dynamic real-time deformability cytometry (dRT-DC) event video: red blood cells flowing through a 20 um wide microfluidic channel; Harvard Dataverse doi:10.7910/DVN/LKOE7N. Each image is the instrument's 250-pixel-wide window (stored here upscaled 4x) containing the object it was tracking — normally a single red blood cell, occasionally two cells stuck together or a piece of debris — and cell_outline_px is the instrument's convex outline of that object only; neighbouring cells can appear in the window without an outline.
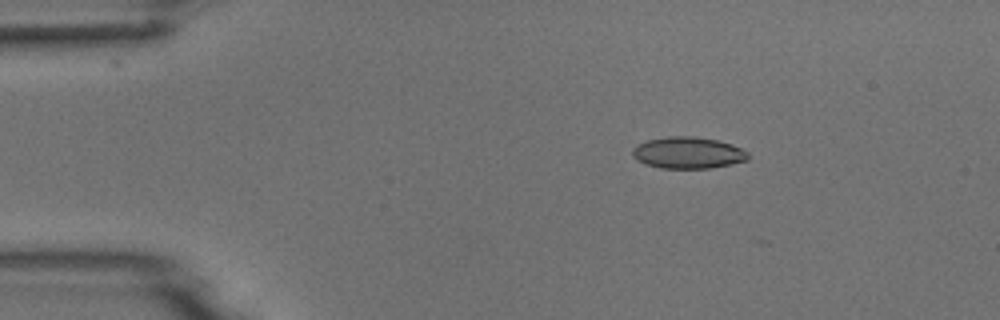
{"species": "common noctule bat (a hibernating species)", "species_latin": "Nyctalus noctula", "temperature_condition": "room temperature", "stored_images_in_passage": 5, "camera_frame_rate_fps": 3000, "um_per_image_px": 0.085, "animal": {"sex": "male", "body_mass_g": 18.8}, "frame": {"image": 1, "passage_image": 3, "time_ms": 2.333, "image_size_px": [1000, 320], "cell_outline_px": [[748, 160], [732, 164], [708, 168], [660, 168], [644, 164], [636, 160], [632, 156], [632, 148], [636, 144], [648, 140], [668, 136], [692, 136], [720, 140], [732, 144], [748, 152]], "centroid_in_image_um": [58.45, 12.98], "position_along_channel_um": 26.5, "area_um2": 21.5}}
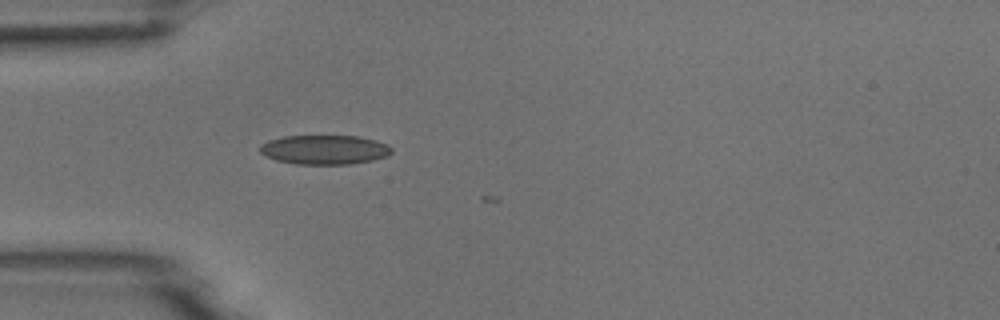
{"frame": {"image": 2, "passage_image": 5, "time_ms": 4.667, "image_size_px": [1000, 320], "cell_outline_px": [[392, 152], [388, 156], [372, 160], [352, 164], [296, 164], [276, 160], [264, 156], [260, 152], [260, 144], [268, 140], [284, 136], [360, 136], [376, 140], [388, 144], [392, 148]], "centroid_in_image_um": [27.59, 12.72], "position_along_channel_um": 57.4, "area_um2": 22.72}}